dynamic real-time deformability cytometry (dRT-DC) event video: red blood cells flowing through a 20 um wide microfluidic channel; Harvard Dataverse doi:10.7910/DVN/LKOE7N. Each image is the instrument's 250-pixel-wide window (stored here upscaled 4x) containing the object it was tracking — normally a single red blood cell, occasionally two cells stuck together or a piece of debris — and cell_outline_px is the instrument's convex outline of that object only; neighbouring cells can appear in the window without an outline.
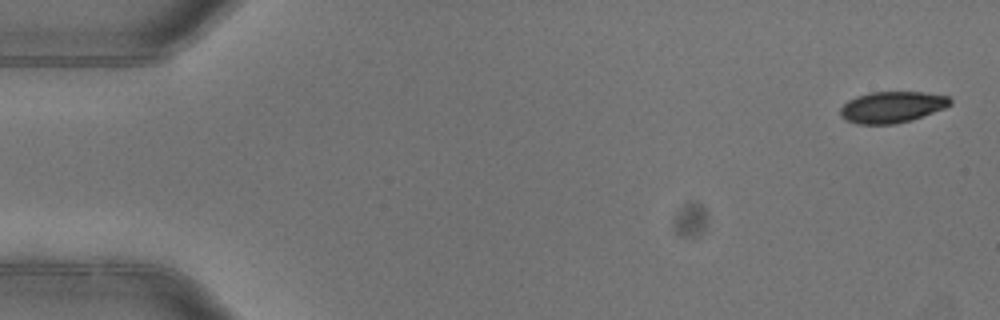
{"species": "common noctule bat (a hibernating species)", "species_latin": "Nyctalus noctula", "temperature_condition": "warm", "stored_images_in_passage": 4, "camera_frame_rate_fps": 3000, "um_per_image_px": 0.085, "animal": {"sex": "female"}, "frame": {"image": 1, "passage_image": 1, "time_ms": 0.0, "image_size_px": [1000, 320], "cell_outline_px": [[952, 104], [944, 108], [912, 120], [896, 124], [856, 124], [844, 120], [840, 116], [840, 108], [848, 100], [856, 96], [868, 92], [924, 92], [948, 96], [952, 100]], "centroid_in_image_um": [75.79, 9.1], "position_along_channel_um": 9.2, "area_um2": 20.23}}
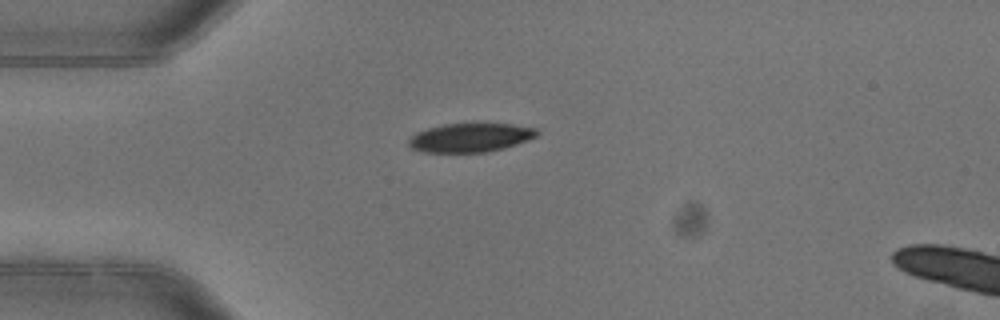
{"frame": {"image": 2, "passage_image": 4, "time_ms": 1.0, "image_size_px": [1000, 320], "cell_outline_px": [[540, 132], [536, 136], [528, 140], [504, 148], [488, 152], [424, 152], [412, 148], [408, 144], [408, 140], [416, 132], [428, 128], [444, 124], [472, 120], [484, 120], [512, 124], [536, 128]], "centroid_in_image_um": [40.02, 11.63], "position_along_channel_um": 45.0, "area_um2": 22.6}}